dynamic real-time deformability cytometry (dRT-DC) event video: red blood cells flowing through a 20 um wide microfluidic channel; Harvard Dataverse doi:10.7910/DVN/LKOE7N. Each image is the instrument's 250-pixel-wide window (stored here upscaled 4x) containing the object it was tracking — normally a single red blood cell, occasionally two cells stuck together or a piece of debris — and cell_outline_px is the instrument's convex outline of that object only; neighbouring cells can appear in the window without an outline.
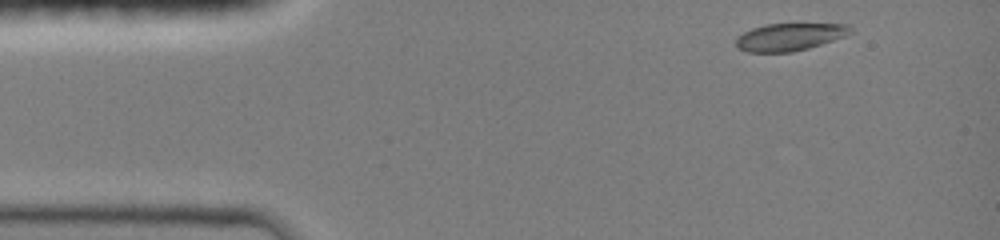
{"species": "common noctule bat (a hibernating species)", "species_latin": "Nyctalus noctula", "temperature_condition": "room temperature", "stored_images_in_passage": 35, "camera_frame_rate_fps": 3000, "um_per_image_px": 0.085, "animal": {"sex": "female", "body_mass_g": 19.0, "forearm_length_mm": 51.5}, "frame": {"image": 1, "passage_image": 1, "time_ms": 0.0, "image_size_px": [1000, 240], "cell_outline_px": [[852, 32], [844, 36], [808, 48], [792, 52], [748, 52], [736, 48], [736, 40], [744, 32], [752, 28], [764, 24], [848, 24], [852, 28]], "centroid_in_image_um": [67.09, 3.14], "position_along_channel_um": 17.9, "area_um2": 18.15}}
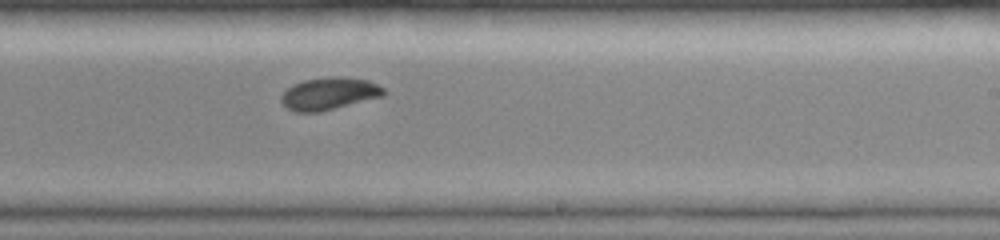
{"frame": {"image": 2, "passage_image": 20, "time_ms": 7.667, "image_size_px": [1000, 240], "cell_outline_px": [[388, 92], [384, 96], [320, 112], [296, 112], [288, 108], [280, 100], [280, 96], [292, 84], [304, 80], [332, 76], [344, 76], [368, 80], [384, 88]], "centroid_in_image_um": [28.01, 7.95], "position_along_channel_um": 261.0, "area_um2": 19.48}}
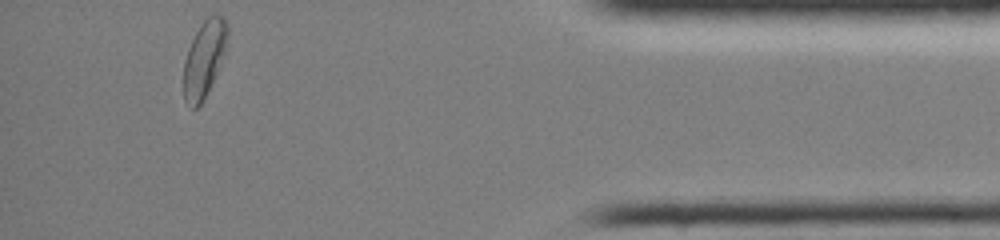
{"frame": {"image": 3, "passage_image": 35, "time_ms": 12.333, "image_size_px": [1000, 240], "cell_outline_px": [[228, 44], [224, 56], [200, 104], [196, 108], [192, 108], [184, 100], [184, 60], [188, 48], [200, 24], [208, 16], [224, 16], [228, 24]], "centroid_in_image_um": [17.37, 4.94], "position_along_channel_um": 417.8, "area_um2": 19.25}, "authors_computed_cell_mechanics": {"area_um2": 18.9006, "velocity_mm_per_s": 4.1737, "shape_relaxation_time_tau1_ms": 5.4448, "shape_relaxation_time_tau2_ms": 4.0314, "deformation_change_tau1": 0.1738, "deformation_change_tau2": 0.0643}}